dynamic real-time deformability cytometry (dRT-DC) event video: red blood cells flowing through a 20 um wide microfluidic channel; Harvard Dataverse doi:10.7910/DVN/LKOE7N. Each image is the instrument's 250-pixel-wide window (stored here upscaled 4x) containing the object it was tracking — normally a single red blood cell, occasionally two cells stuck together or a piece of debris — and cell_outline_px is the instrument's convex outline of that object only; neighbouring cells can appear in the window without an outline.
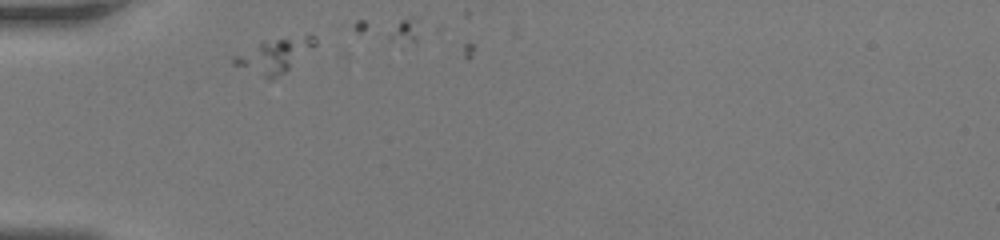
{"species": "human", "species_latin": "Homo sapiens", "temperature_condition": "room temperature", "stored_images_in_passage": 6, "camera_frame_rate_fps": 3000, "um_per_image_px": 0.085, "donor": {"sex": "female"}, "frame": {"image": 1, "passage_image": 2, "time_ms": 0.333, "image_size_px": [1000, 240], "cell_outline_px": [[316, 44], [284, 72], [272, 80], [268, 80], [232, 64], [232, 56], [260, 40], [304, 36], [316, 36]], "centroid_in_image_um": [23.22, 4.72], "position_along_channel_um": 61.8, "area_um2": 16.13}}